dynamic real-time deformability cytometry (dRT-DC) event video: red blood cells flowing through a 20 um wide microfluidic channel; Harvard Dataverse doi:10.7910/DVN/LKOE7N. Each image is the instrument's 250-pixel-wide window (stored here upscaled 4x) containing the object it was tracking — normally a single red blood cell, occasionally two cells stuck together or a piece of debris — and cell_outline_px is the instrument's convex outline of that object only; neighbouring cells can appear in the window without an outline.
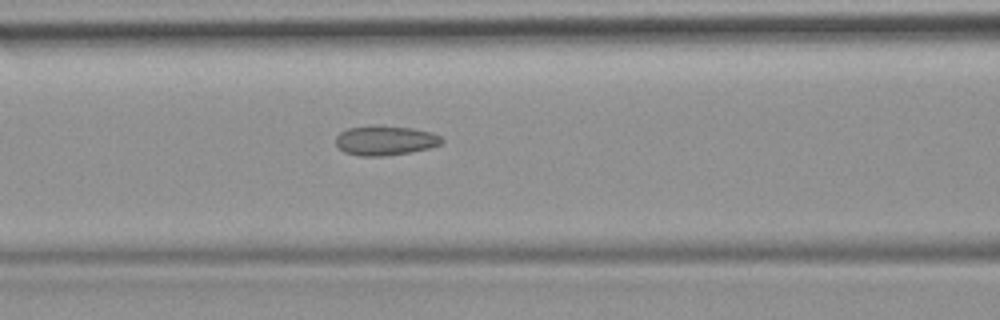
{"species": "common noctule bat (a hibernating species)", "species_latin": "Nyctalus noctula", "temperature_condition": "room temperature", "stored_images_in_passage": 5, "camera_frame_rate_fps": 3000, "um_per_image_px": 0.085, "animal": {"sex": "female", "body_mass_g": 19.9}, "frame": {"image": 1, "passage_image": 5, "time_ms": 4.667, "image_size_px": [1000, 320], "cell_outline_px": [[444, 140], [440, 144], [428, 148], [412, 152], [384, 156], [360, 156], [344, 152], [336, 144], [336, 136], [340, 132], [348, 128], [412, 128], [432, 132], [440, 136]], "centroid_in_image_um": [32.76, 11.99], "position_along_channel_um": 133.8, "area_um2": 17.57}}